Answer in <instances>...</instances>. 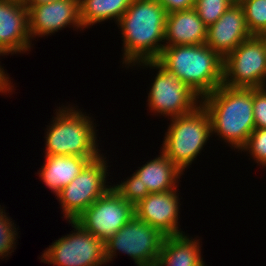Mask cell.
Instances as JSON below:
<instances>
[{"label": "cell", "instance_id": "1", "mask_svg": "<svg viewBox=\"0 0 266 266\" xmlns=\"http://www.w3.org/2000/svg\"><path fill=\"white\" fill-rule=\"evenodd\" d=\"M165 8L156 0H132L116 23L123 38L122 64L156 61L164 48ZM133 64V65H132Z\"/></svg>", "mask_w": 266, "mask_h": 266}, {"label": "cell", "instance_id": "2", "mask_svg": "<svg viewBox=\"0 0 266 266\" xmlns=\"http://www.w3.org/2000/svg\"><path fill=\"white\" fill-rule=\"evenodd\" d=\"M201 104L209 114L212 135L219 136L234 150H241L255 129L253 88L222 84L201 98Z\"/></svg>", "mask_w": 266, "mask_h": 266}, {"label": "cell", "instance_id": "3", "mask_svg": "<svg viewBox=\"0 0 266 266\" xmlns=\"http://www.w3.org/2000/svg\"><path fill=\"white\" fill-rule=\"evenodd\" d=\"M156 61L201 98L223 84L224 59L206 44L164 47Z\"/></svg>", "mask_w": 266, "mask_h": 266}, {"label": "cell", "instance_id": "4", "mask_svg": "<svg viewBox=\"0 0 266 266\" xmlns=\"http://www.w3.org/2000/svg\"><path fill=\"white\" fill-rule=\"evenodd\" d=\"M63 107L56 109L58 112L46 129L45 155L100 157L102 154L96 141V124H93L91 117L77 110L76 106Z\"/></svg>", "mask_w": 266, "mask_h": 266}, {"label": "cell", "instance_id": "5", "mask_svg": "<svg viewBox=\"0 0 266 266\" xmlns=\"http://www.w3.org/2000/svg\"><path fill=\"white\" fill-rule=\"evenodd\" d=\"M170 119L160 152L184 172L212 135L210 117L201 104L188 114Z\"/></svg>", "mask_w": 266, "mask_h": 266}, {"label": "cell", "instance_id": "6", "mask_svg": "<svg viewBox=\"0 0 266 266\" xmlns=\"http://www.w3.org/2000/svg\"><path fill=\"white\" fill-rule=\"evenodd\" d=\"M134 65L158 70L148 93L151 112L167 116L169 120V117L188 114L201 105V97L157 61H142Z\"/></svg>", "mask_w": 266, "mask_h": 266}, {"label": "cell", "instance_id": "7", "mask_svg": "<svg viewBox=\"0 0 266 266\" xmlns=\"http://www.w3.org/2000/svg\"><path fill=\"white\" fill-rule=\"evenodd\" d=\"M164 239L156 228L134 216L104 242L106 262L112 261L119 251L130 256L137 266H155Z\"/></svg>", "mask_w": 266, "mask_h": 266}, {"label": "cell", "instance_id": "8", "mask_svg": "<svg viewBox=\"0 0 266 266\" xmlns=\"http://www.w3.org/2000/svg\"><path fill=\"white\" fill-rule=\"evenodd\" d=\"M105 159L102 153L56 195L67 221H74L112 187L106 185L109 166Z\"/></svg>", "mask_w": 266, "mask_h": 266}, {"label": "cell", "instance_id": "9", "mask_svg": "<svg viewBox=\"0 0 266 266\" xmlns=\"http://www.w3.org/2000/svg\"><path fill=\"white\" fill-rule=\"evenodd\" d=\"M74 232L63 236L44 250L41 261L55 266H102L105 259L104 242L84 230L76 221H68Z\"/></svg>", "mask_w": 266, "mask_h": 266}, {"label": "cell", "instance_id": "10", "mask_svg": "<svg viewBox=\"0 0 266 266\" xmlns=\"http://www.w3.org/2000/svg\"><path fill=\"white\" fill-rule=\"evenodd\" d=\"M223 85L243 88L266 86V53L257 36L241 42L224 58Z\"/></svg>", "mask_w": 266, "mask_h": 266}, {"label": "cell", "instance_id": "11", "mask_svg": "<svg viewBox=\"0 0 266 266\" xmlns=\"http://www.w3.org/2000/svg\"><path fill=\"white\" fill-rule=\"evenodd\" d=\"M134 216L135 206L111 187L74 221L105 242Z\"/></svg>", "mask_w": 266, "mask_h": 266}, {"label": "cell", "instance_id": "12", "mask_svg": "<svg viewBox=\"0 0 266 266\" xmlns=\"http://www.w3.org/2000/svg\"><path fill=\"white\" fill-rule=\"evenodd\" d=\"M28 8L29 33L31 39L51 35L68 25L83 30L80 22L79 0H57Z\"/></svg>", "mask_w": 266, "mask_h": 266}, {"label": "cell", "instance_id": "13", "mask_svg": "<svg viewBox=\"0 0 266 266\" xmlns=\"http://www.w3.org/2000/svg\"><path fill=\"white\" fill-rule=\"evenodd\" d=\"M28 8L22 1L0 0V52L27 53L32 46Z\"/></svg>", "mask_w": 266, "mask_h": 266}, {"label": "cell", "instance_id": "14", "mask_svg": "<svg viewBox=\"0 0 266 266\" xmlns=\"http://www.w3.org/2000/svg\"><path fill=\"white\" fill-rule=\"evenodd\" d=\"M179 200L177 189L149 193L135 205V216L156 228L165 237L185 233L178 227Z\"/></svg>", "mask_w": 266, "mask_h": 266}, {"label": "cell", "instance_id": "15", "mask_svg": "<svg viewBox=\"0 0 266 266\" xmlns=\"http://www.w3.org/2000/svg\"><path fill=\"white\" fill-rule=\"evenodd\" d=\"M250 37L242 5L236 0L215 23L207 27L205 44L224 59Z\"/></svg>", "mask_w": 266, "mask_h": 266}, {"label": "cell", "instance_id": "16", "mask_svg": "<svg viewBox=\"0 0 266 266\" xmlns=\"http://www.w3.org/2000/svg\"><path fill=\"white\" fill-rule=\"evenodd\" d=\"M207 26L194 8L166 15L164 47L205 44Z\"/></svg>", "mask_w": 266, "mask_h": 266}, {"label": "cell", "instance_id": "17", "mask_svg": "<svg viewBox=\"0 0 266 266\" xmlns=\"http://www.w3.org/2000/svg\"><path fill=\"white\" fill-rule=\"evenodd\" d=\"M99 157H80L74 155L46 156L38 175L48 189L56 195L68 185L93 160Z\"/></svg>", "mask_w": 266, "mask_h": 266}, {"label": "cell", "instance_id": "18", "mask_svg": "<svg viewBox=\"0 0 266 266\" xmlns=\"http://www.w3.org/2000/svg\"><path fill=\"white\" fill-rule=\"evenodd\" d=\"M199 240L184 233L166 236L155 266H206Z\"/></svg>", "mask_w": 266, "mask_h": 266}, {"label": "cell", "instance_id": "19", "mask_svg": "<svg viewBox=\"0 0 266 266\" xmlns=\"http://www.w3.org/2000/svg\"><path fill=\"white\" fill-rule=\"evenodd\" d=\"M134 173L140 177L141 183L147 186L150 193L175 190L178 187V179L183 174L162 152Z\"/></svg>", "mask_w": 266, "mask_h": 266}, {"label": "cell", "instance_id": "20", "mask_svg": "<svg viewBox=\"0 0 266 266\" xmlns=\"http://www.w3.org/2000/svg\"><path fill=\"white\" fill-rule=\"evenodd\" d=\"M132 0H79L80 22L83 28L96 23L116 21L123 16Z\"/></svg>", "mask_w": 266, "mask_h": 266}, {"label": "cell", "instance_id": "21", "mask_svg": "<svg viewBox=\"0 0 266 266\" xmlns=\"http://www.w3.org/2000/svg\"><path fill=\"white\" fill-rule=\"evenodd\" d=\"M252 36L266 31V0H238Z\"/></svg>", "mask_w": 266, "mask_h": 266}, {"label": "cell", "instance_id": "22", "mask_svg": "<svg viewBox=\"0 0 266 266\" xmlns=\"http://www.w3.org/2000/svg\"><path fill=\"white\" fill-rule=\"evenodd\" d=\"M236 0H195L194 9L208 27L215 23Z\"/></svg>", "mask_w": 266, "mask_h": 266}, {"label": "cell", "instance_id": "23", "mask_svg": "<svg viewBox=\"0 0 266 266\" xmlns=\"http://www.w3.org/2000/svg\"><path fill=\"white\" fill-rule=\"evenodd\" d=\"M112 187L123 199L134 206L150 193L147 186L141 183L140 177L135 173L128 177L127 180L121 181L120 184L113 185Z\"/></svg>", "mask_w": 266, "mask_h": 266}, {"label": "cell", "instance_id": "24", "mask_svg": "<svg viewBox=\"0 0 266 266\" xmlns=\"http://www.w3.org/2000/svg\"><path fill=\"white\" fill-rule=\"evenodd\" d=\"M10 218L6 215L4 207L0 205V258L9 257L14 252L17 243L15 242L18 235L16 224Z\"/></svg>", "mask_w": 266, "mask_h": 266}, {"label": "cell", "instance_id": "25", "mask_svg": "<svg viewBox=\"0 0 266 266\" xmlns=\"http://www.w3.org/2000/svg\"><path fill=\"white\" fill-rule=\"evenodd\" d=\"M247 151L257 165L266 167V128H255L241 152Z\"/></svg>", "mask_w": 266, "mask_h": 266}, {"label": "cell", "instance_id": "26", "mask_svg": "<svg viewBox=\"0 0 266 266\" xmlns=\"http://www.w3.org/2000/svg\"><path fill=\"white\" fill-rule=\"evenodd\" d=\"M255 128H266V86L253 88Z\"/></svg>", "mask_w": 266, "mask_h": 266}, {"label": "cell", "instance_id": "27", "mask_svg": "<svg viewBox=\"0 0 266 266\" xmlns=\"http://www.w3.org/2000/svg\"><path fill=\"white\" fill-rule=\"evenodd\" d=\"M164 8L166 13L186 10L194 7L195 0H156Z\"/></svg>", "mask_w": 266, "mask_h": 266}, {"label": "cell", "instance_id": "28", "mask_svg": "<svg viewBox=\"0 0 266 266\" xmlns=\"http://www.w3.org/2000/svg\"><path fill=\"white\" fill-rule=\"evenodd\" d=\"M57 0H25L23 3L25 5H38V4H46L50 2H54Z\"/></svg>", "mask_w": 266, "mask_h": 266}, {"label": "cell", "instance_id": "29", "mask_svg": "<svg viewBox=\"0 0 266 266\" xmlns=\"http://www.w3.org/2000/svg\"><path fill=\"white\" fill-rule=\"evenodd\" d=\"M257 37L261 40V42L264 45V49H265V53H266V31L262 32L260 34L257 35Z\"/></svg>", "mask_w": 266, "mask_h": 266}]
</instances>
